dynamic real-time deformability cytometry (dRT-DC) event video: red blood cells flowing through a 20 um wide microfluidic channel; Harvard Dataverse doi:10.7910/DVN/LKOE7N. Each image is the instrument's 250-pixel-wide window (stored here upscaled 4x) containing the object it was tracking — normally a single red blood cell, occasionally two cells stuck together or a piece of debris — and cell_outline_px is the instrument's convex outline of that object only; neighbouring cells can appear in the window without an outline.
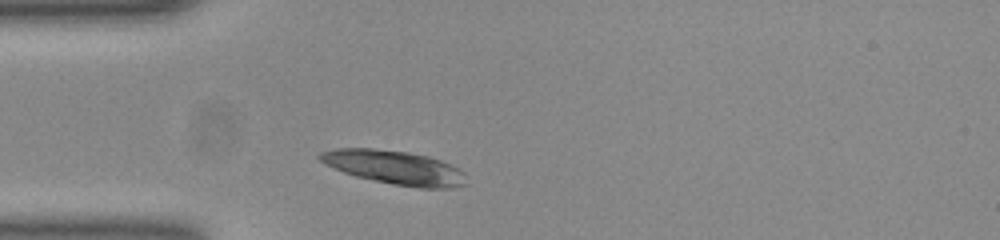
{"species": "common noctule bat (a hibernating species)", "species_latin": "Nyctalus noctula", "temperature_condition": "room temperature", "stored_images_in_passage": 32, "camera_frame_rate_fps": 3000, "um_per_image_px": 0.085, "animal": {"sex": "female", "body_mass_g": 23.0, "forearm_length_mm": 53.4}, "frame": {"image": 1, "passage_image": 4, "time_ms": 1.0, "image_size_px": [1000, 240], "cell_outline_px": [[468, 184], [452, 188], [420, 188], [392, 184], [356, 176], [344, 172], [320, 160], [316, 156], [320, 152], [340, 148], [372, 148], [408, 152], [428, 156], [440, 160], [464, 172]], "centroid_in_image_um": [33.58, 14.24], "position_along_channel_um": 51.4, "area_um2": 28.61}}
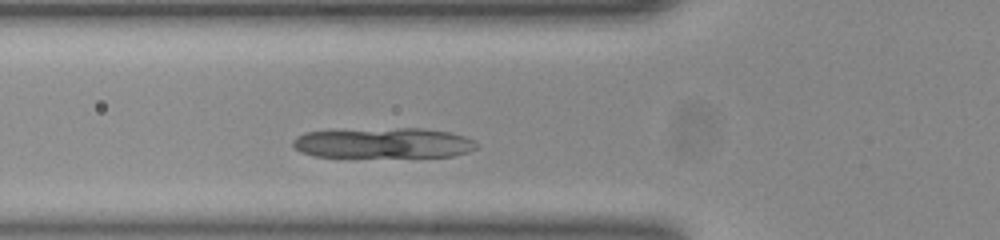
{"frame": {"image": 2, "passage_image": 8, "time_ms": 2.333, "image_size_px": [1000, 240], "cell_outline_px": [[476, 148], [468, 152], [452, 156], [316, 156], [300, 152], [292, 144], [292, 140], [296, 136], [304, 132], [328, 128], [424, 128], [448, 132], [464, 136], [472, 140], [476, 144]], "centroid_in_image_um": [32.47, 12.11], "position_along_channel_um": 93.3, "area_um2": 32.95}}
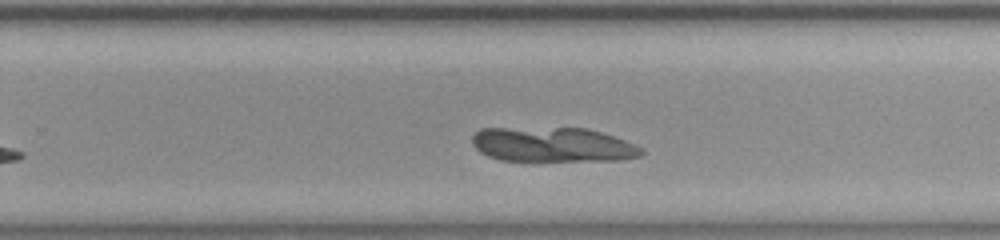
{"frame": {"image": 3, "passage_image": 23, "time_ms": 7.333, "image_size_px": [1000, 240], "cell_outline_px": [[644, 152], [640, 156], [620, 160], [500, 160], [488, 156], [480, 152], [472, 144], [472, 136], [480, 128], [588, 128], [624, 140], [644, 148]], "centroid_in_image_um": [46.97, 12.29], "position_along_channel_um": 282.8, "area_um2": 33.99}}